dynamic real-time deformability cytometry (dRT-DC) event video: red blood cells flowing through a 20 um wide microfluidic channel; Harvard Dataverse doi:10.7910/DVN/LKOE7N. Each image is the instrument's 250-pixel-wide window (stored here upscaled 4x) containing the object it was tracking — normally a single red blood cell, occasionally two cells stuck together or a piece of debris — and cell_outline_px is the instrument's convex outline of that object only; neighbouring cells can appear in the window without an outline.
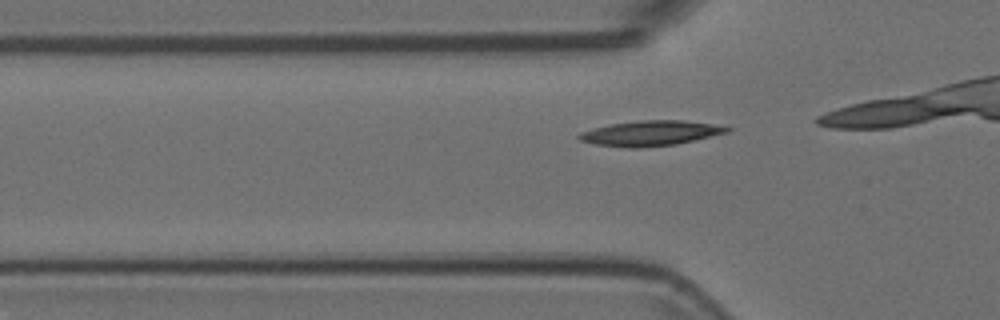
{"species": "Egyptian fruit bat (a non-hibernating species)", "species_latin": "Rousettus aegyptiacus", "temperature_condition": "room temperature", "stored_images_in_passage": 6, "camera_frame_rate_fps": 3000, "um_per_image_px": 0.085, "animal": {"sex": "female"}, "frame": {"image": 1, "passage_image": 3, "time_ms": 0.667, "image_size_px": [1000, 320], "cell_outline_px": [[732, 128], [728, 132], [676, 144], [640, 148], [628, 148], [596, 144], [580, 140], [576, 136], [580, 132], [612, 124], [640, 120], [684, 120], [712, 124]], "centroid_in_image_um": [55.28, 11.33], "position_along_channel_um": 70.5, "area_um2": 21.39}}